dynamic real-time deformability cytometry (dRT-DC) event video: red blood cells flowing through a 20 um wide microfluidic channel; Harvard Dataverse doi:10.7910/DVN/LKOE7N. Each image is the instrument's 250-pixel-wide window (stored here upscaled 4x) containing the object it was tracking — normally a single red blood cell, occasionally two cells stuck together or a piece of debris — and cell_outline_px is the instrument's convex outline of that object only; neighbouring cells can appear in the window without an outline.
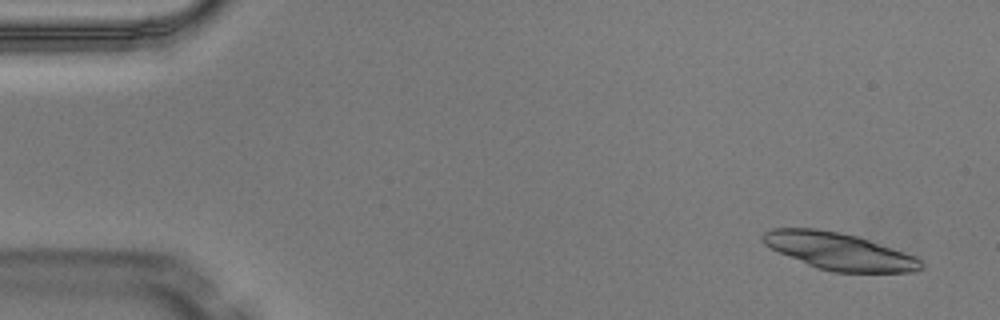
{"species": "Egyptian fruit bat (a non-hibernating species)", "species_latin": "Rousettus aegyptiacus", "temperature_condition": "warm", "stored_images_in_passage": 5, "camera_frame_rate_fps": 3000, "um_per_image_px": 0.085, "animal": {"sex": "male"}, "frame": {"image": 1, "passage_image": 1, "time_ms": 0.0, "image_size_px": [1000, 320], "cell_outline_px": [[924, 268], [916, 272], [832, 272], [816, 268], [780, 252], [764, 244], [760, 240], [760, 236], [764, 232], [772, 228], [816, 228], [840, 232], [856, 236], [916, 256], [924, 264]], "centroid_in_image_um": [71.32, 21.36], "position_along_channel_um": 13.7, "area_um2": 34.04}}
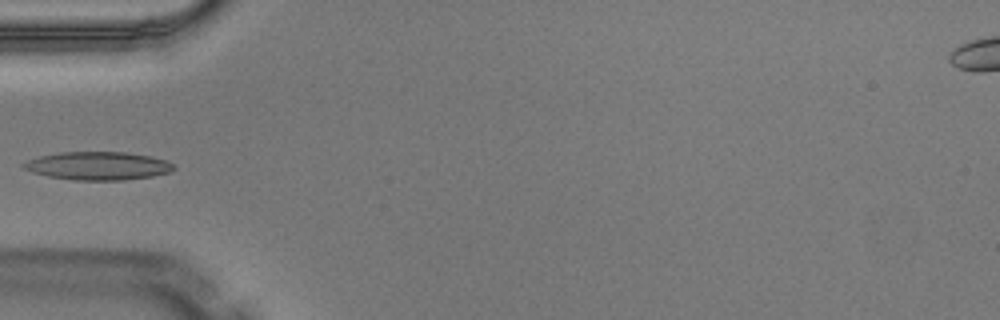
{"frame": {"image": 2, "passage_image": 5, "time_ms": 1.333, "image_size_px": [1000, 320], "cell_outline_px": [[176, 168], [168, 172], [152, 176], [124, 180], [72, 180], [48, 176], [32, 172], [24, 168], [20, 164], [28, 160], [40, 156], [60, 152], [124, 152], [152, 156], [168, 160]], "centroid_in_image_um": [8.33, 14.09], "position_along_channel_um": 76.7, "area_um2": 24.68}}